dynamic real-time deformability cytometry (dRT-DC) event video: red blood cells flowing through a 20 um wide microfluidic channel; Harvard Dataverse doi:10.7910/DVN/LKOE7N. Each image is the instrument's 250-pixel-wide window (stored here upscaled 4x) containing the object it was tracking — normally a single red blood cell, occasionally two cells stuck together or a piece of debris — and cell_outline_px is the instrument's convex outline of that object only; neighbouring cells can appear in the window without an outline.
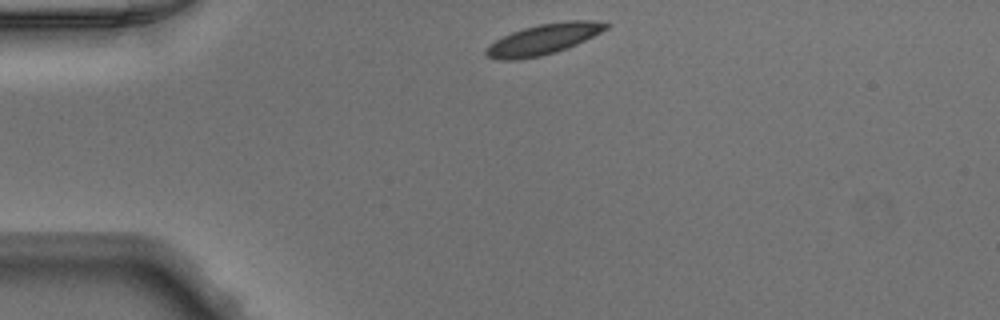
{"species": "Egyptian fruit bat (a non-hibernating species)", "species_latin": "Rousettus aegyptiacus", "temperature_condition": "warm", "stored_images_in_passage": 39, "camera_frame_rate_fps": 3000, "um_per_image_px": 0.085, "animal": {"sex": "male"}, "frame": {"image": 1, "passage_image": 1, "time_ms": 0.0, "image_size_px": [1000, 320], "cell_outline_px": [[608, 28], [568, 48], [556, 52], [540, 56], [516, 60], [500, 60], [488, 56], [484, 52], [484, 48], [488, 44], [512, 32], [524, 28], [540, 24], [564, 20], [592, 20], [608, 24]], "centroid_in_image_um": [46.15, 3.34], "position_along_channel_um": 38.8, "area_um2": 21.21}}
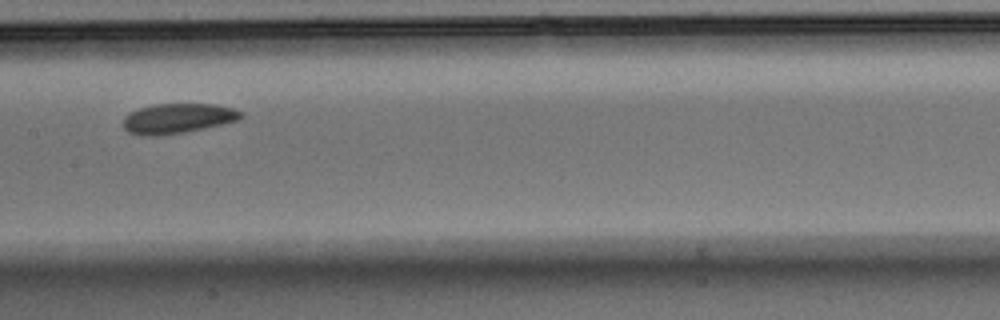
{"frame": {"image": 2, "passage_image": 15, "time_ms": 4.667, "image_size_px": [1000, 320], "cell_outline_px": [[240, 120], [204, 128], [184, 132], [156, 136], [140, 136], [128, 132], [120, 124], [124, 116], [128, 112], [152, 104], [216, 104], [232, 108], [240, 112]], "centroid_in_image_um": [15.01, 10.07], "position_along_channel_um": 192.4, "area_um2": 20.69}}
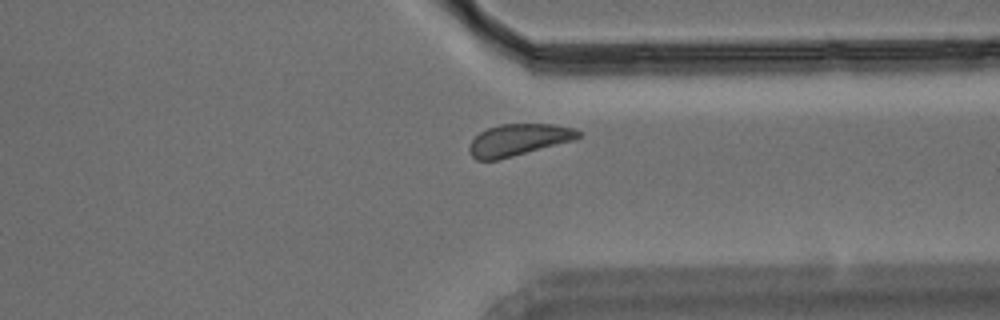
{"frame": {"image": 3, "passage_image": 28, "time_ms": 9.0, "image_size_px": [1000, 320], "cell_outline_px": [[584, 132], [576, 140], [496, 160], [476, 160], [468, 152], [468, 148], [472, 140], [480, 132], [488, 128], [500, 124], [552, 124], [576, 128]], "centroid_in_image_um": [44.11, 11.88], "position_along_channel_um": 367.3, "area_um2": 20.29}}